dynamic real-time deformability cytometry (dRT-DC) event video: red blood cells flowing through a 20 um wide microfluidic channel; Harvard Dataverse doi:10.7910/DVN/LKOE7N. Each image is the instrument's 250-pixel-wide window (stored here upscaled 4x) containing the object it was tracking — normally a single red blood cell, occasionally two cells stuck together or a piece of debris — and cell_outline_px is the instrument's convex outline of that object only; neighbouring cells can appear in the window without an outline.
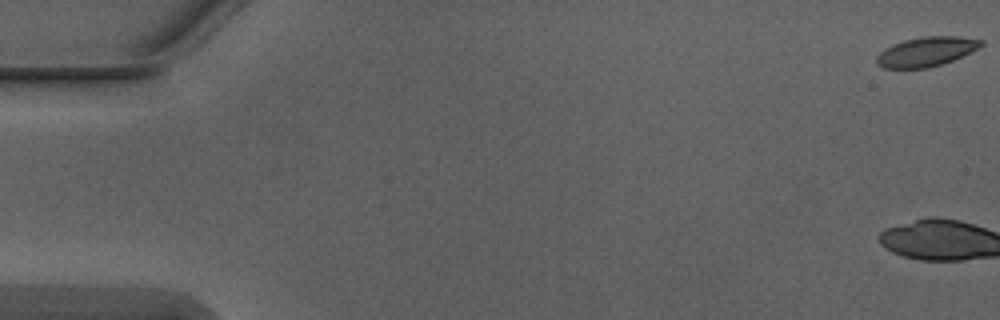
{"species": "Egyptian fruit bat (a non-hibernating species)", "species_latin": "Rousettus aegyptiacus", "temperature_condition": "warm", "stored_images_in_passage": 6, "camera_frame_rate_fps": 3000, "um_per_image_px": 0.085, "animal": {"sex": "male"}, "frame": {"image": 1, "passage_image": 1, "time_ms": 0.0, "image_size_px": [1000, 320], "cell_outline_px": [[984, 44], [952, 60], [928, 68], [884, 68], [876, 64], [876, 56], [884, 48], [892, 44], [904, 40], [924, 36], [960, 36], [984, 40]], "centroid_in_image_um": [78.68, 4.38], "position_along_channel_um": 6.3, "area_um2": 17.8}}
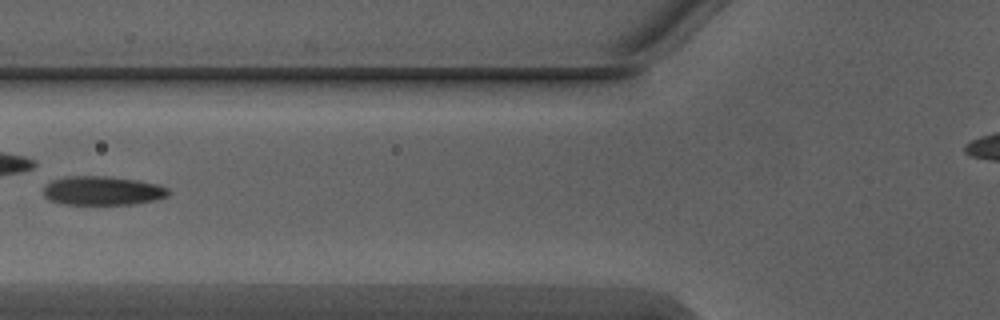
{"frame": {"image": 2, "passage_image": 6, "time_ms": 1.667, "image_size_px": [1000, 320], "cell_outline_px": [[168, 196], [156, 200], [132, 204], [64, 204], [48, 200], [44, 196], [44, 184], [52, 180], [64, 176], [108, 176], [136, 180], [156, 184], [168, 188]], "centroid_in_image_um": [8.67, 16.2], "position_along_channel_um": 117.1, "area_um2": 21.15}}